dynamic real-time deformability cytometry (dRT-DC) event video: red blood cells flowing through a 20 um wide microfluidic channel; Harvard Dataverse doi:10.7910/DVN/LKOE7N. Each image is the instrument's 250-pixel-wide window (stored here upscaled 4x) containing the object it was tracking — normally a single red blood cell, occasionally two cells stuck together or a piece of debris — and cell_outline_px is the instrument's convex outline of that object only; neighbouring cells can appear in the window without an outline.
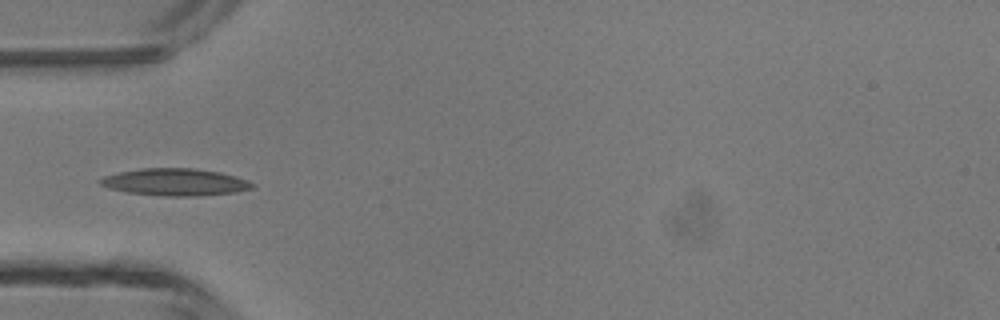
{"species": "common noctule bat (a hibernating species)", "species_latin": "Nyctalus noctula", "temperature_condition": "room temperature", "stored_images_in_passage": 25, "camera_frame_rate_fps": 3000, "um_per_image_px": 0.085, "animal": {"sex": "male", "body_mass_g": 13.3}, "frame": {"image": 1, "passage_image": 14, "time_ms": 4.333, "image_size_px": [1000, 320], "cell_outline_px": [[256, 188], [236, 192], [200, 196], [168, 196], [128, 192], [108, 188], [100, 184], [96, 180], [104, 176], [120, 172], [140, 168], [192, 168], [220, 172], [236, 176], [248, 180], [256, 184]], "centroid_in_image_um": [14.93, 15.48], "position_along_channel_um": 70.1, "area_um2": 24.22}}
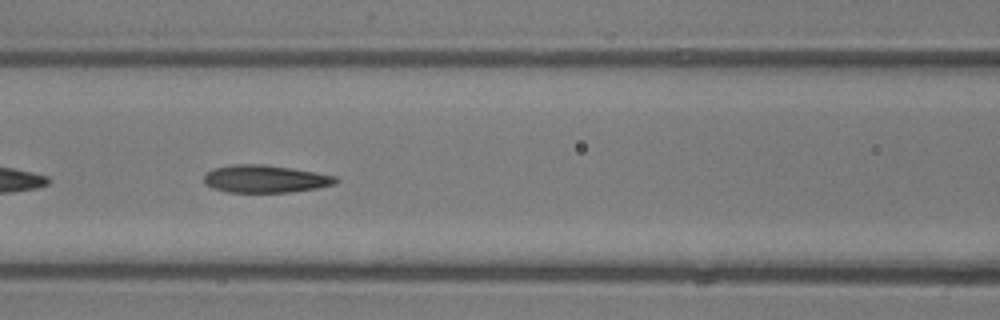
{"frame": {"image": 2, "passage_image": 19, "time_ms": 6.0, "image_size_px": [1000, 320], "cell_outline_px": [[340, 180], [336, 184], [316, 188], [292, 192], [224, 192], [212, 188], [204, 184], [204, 176], [212, 168], [232, 164], [264, 164], [292, 168], [316, 172], [336, 176]], "centroid_in_image_um": [22.54, 15.2], "position_along_channel_um": 144.1, "area_um2": 21.44}}
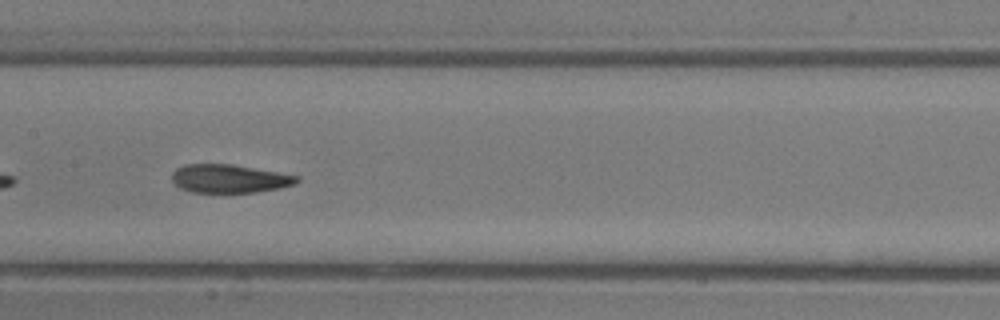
{"frame": {"image": 3, "passage_image": 22, "time_ms": 7.0, "image_size_px": [1000, 320], "cell_outline_px": [[300, 180], [296, 184], [280, 188], [256, 192], [192, 192], [180, 188], [172, 180], [172, 172], [176, 168], [184, 164], [232, 164], [300, 176]], "centroid_in_image_um": [19.51, 15.18], "position_along_channel_um": 187.9, "area_um2": 20.69}}